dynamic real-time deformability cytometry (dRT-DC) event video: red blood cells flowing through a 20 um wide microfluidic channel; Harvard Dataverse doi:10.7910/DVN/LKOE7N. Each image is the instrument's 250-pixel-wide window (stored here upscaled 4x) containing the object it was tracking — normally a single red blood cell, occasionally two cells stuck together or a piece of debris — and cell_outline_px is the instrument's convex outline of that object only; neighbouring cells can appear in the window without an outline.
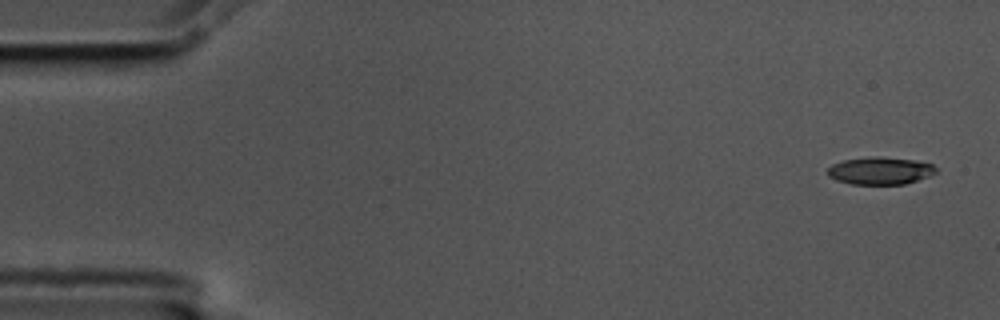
{"species": "common noctule bat (a hibernating species)", "species_latin": "Nyctalus noctula", "temperature_condition": "cold", "stored_images_in_passage": 55, "camera_frame_rate_fps": 3000, "um_per_image_px": 0.085, "animal": {"sex": "male", "body_mass_g": 17.5, "forearm_length_mm": 52.3}, "frame": {"image": 1, "passage_image": 1, "time_ms": 0.0, "image_size_px": [1000, 320], "cell_outline_px": [[936, 172], [928, 176], [904, 184], [852, 184], [836, 180], [828, 176], [828, 168], [832, 164], [844, 160], [876, 156], [916, 160], [932, 164], [936, 168]], "centroid_in_image_um": [74.8, 14.51], "position_along_channel_um": 10.2, "area_um2": 17.17}}
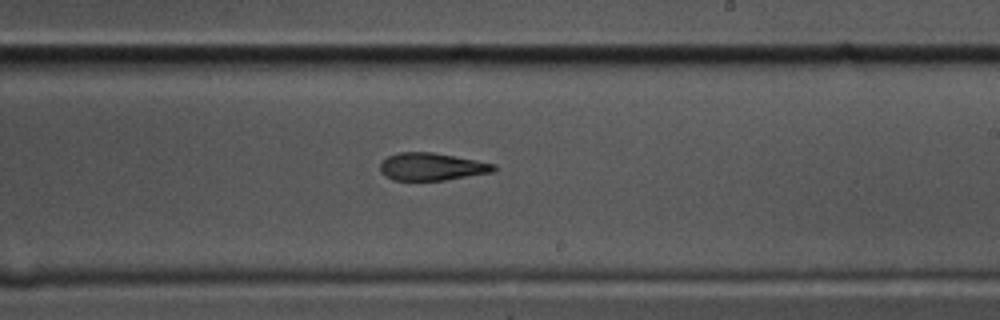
{"frame": {"image": 2, "passage_image": 32, "time_ms": 10.333, "image_size_px": [1000, 320], "cell_outline_px": [[496, 172], [444, 180], [392, 180], [384, 176], [380, 172], [380, 164], [388, 156], [400, 152], [432, 152], [476, 160], [496, 164]], "centroid_in_image_um": [36.71, 14.17], "position_along_channel_um": 252.3, "area_um2": 18.32}}
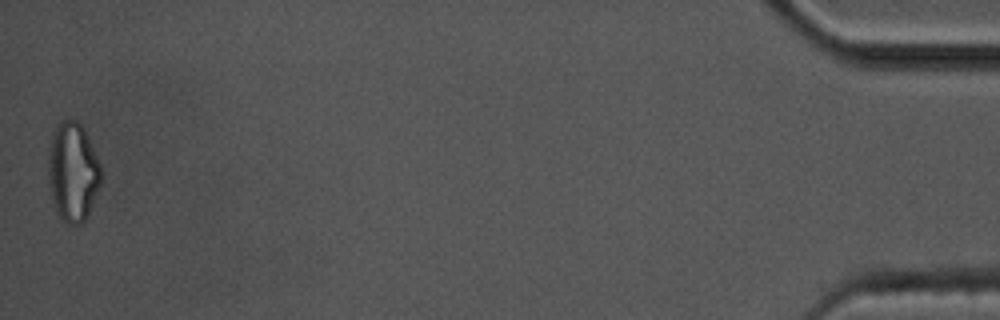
{"frame": {"image": 3, "passage_image": 55, "time_ms": 18.0, "image_size_px": [1000, 320], "cell_outline_px": [[100, 184], [88, 216], [80, 224], [68, 224], [60, 220], [56, 212], [52, 200], [48, 184], [48, 148], [52, 132], [56, 124], [64, 120], [76, 120], [84, 128], [100, 164]], "centroid_in_image_um": [6.15, 14.62], "position_along_channel_um": 429.0, "area_um2": 30.81}, "authors_computed_cell_mechanics": {"area_um2": 18.9584, "velocity_mm_per_s": 3.5497, "shape_relaxation_time_tau1_ms": 9.9446, "shape_relaxation_time_tau2_ms": 4.9343, "deformation_change_tau1": 0.2428, "deformation_change_tau2": 0.149}}